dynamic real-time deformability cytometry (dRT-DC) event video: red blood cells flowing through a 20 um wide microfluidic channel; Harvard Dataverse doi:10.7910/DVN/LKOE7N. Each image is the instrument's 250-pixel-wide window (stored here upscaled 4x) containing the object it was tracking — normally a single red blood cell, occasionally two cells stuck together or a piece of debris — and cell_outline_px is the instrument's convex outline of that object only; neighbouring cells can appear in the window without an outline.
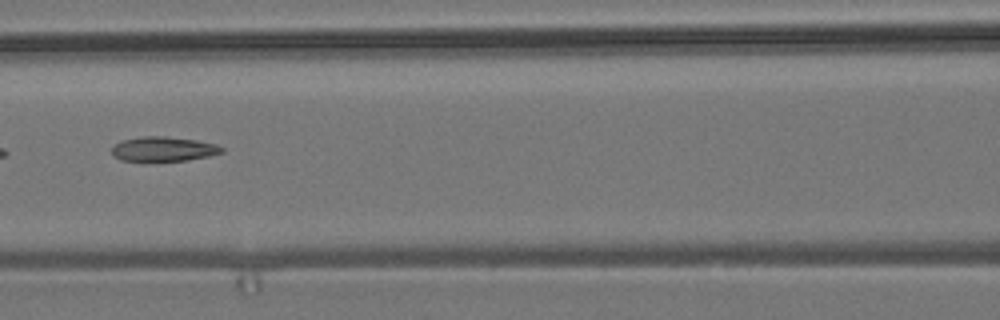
{"species": "common noctule bat (a hibernating species)", "species_latin": "Nyctalus noctula", "temperature_condition": "room temperature", "stored_images_in_passage": 10, "camera_frame_rate_fps": 3000, "um_per_image_px": 0.085, "animal": {"sex": "male", "body_mass_g": 19.2, "forearm_length_mm": 51.8}, "frame": {"image": 1, "passage_image": 7, "time_ms": 8.333, "image_size_px": [1000, 320], "cell_outline_px": [[224, 152], [208, 156], [188, 160], [144, 164], [120, 160], [112, 156], [112, 148], [120, 140], [144, 136], [164, 136], [196, 140], [216, 144], [224, 148]], "centroid_in_image_um": [13.83, 12.72], "position_along_channel_um": 152.8, "area_um2": 16.59}}
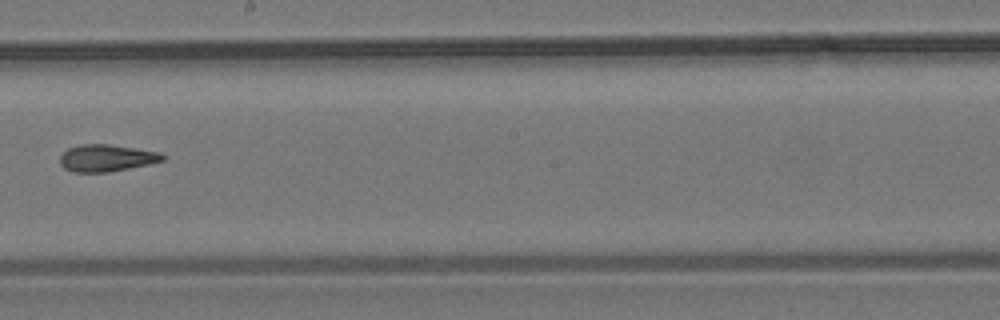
{"frame": {"image": 2, "passage_image": 9, "time_ms": 10.667, "image_size_px": [1000, 320], "cell_outline_px": [[164, 160], [148, 164], [108, 172], [72, 172], [64, 168], [60, 164], [60, 156], [68, 148], [80, 144], [108, 144], [160, 152], [164, 156]], "centroid_in_image_um": [9.02, 13.43], "position_along_channel_um": 239.2, "area_um2": 16.01}}
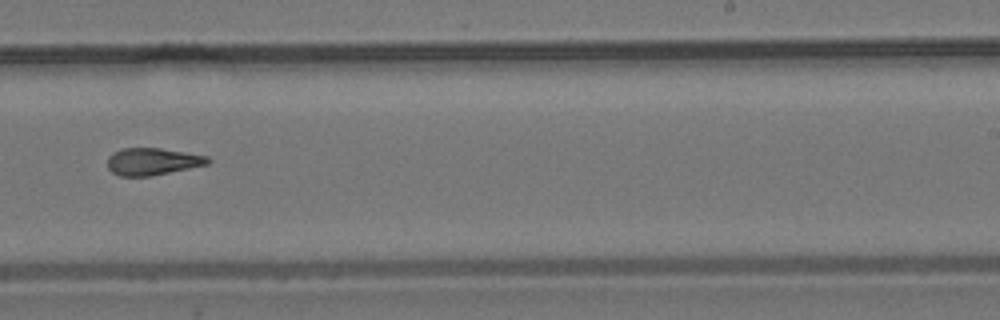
{"frame": {"image": 3, "passage_image": 10, "time_ms": 11.667, "image_size_px": [1000, 320], "cell_outline_px": [[212, 160], [208, 164], [152, 176], [120, 176], [112, 172], [108, 168], [108, 156], [112, 152], [120, 148], [160, 148], [208, 156]], "centroid_in_image_um": [12.95, 13.72], "position_along_channel_um": 276.1, "area_um2": 15.95}}